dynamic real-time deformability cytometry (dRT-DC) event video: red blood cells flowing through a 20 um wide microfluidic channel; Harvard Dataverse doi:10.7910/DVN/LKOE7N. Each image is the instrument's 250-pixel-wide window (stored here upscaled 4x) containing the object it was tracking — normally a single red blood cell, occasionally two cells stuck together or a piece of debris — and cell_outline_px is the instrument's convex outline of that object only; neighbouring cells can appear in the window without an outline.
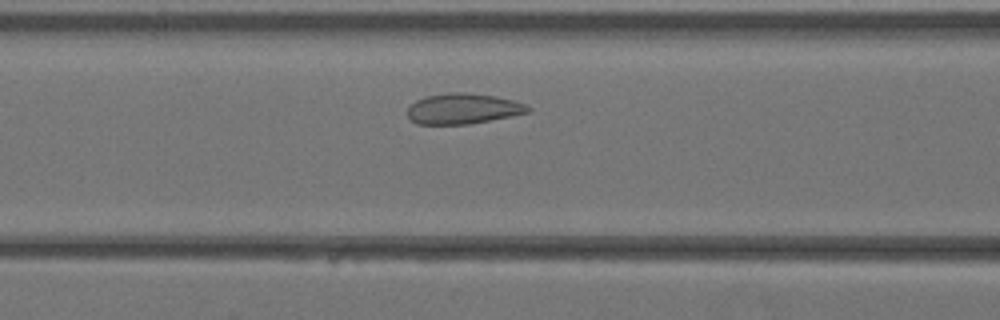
{"species": "Egyptian fruit bat (a non-hibernating species)", "species_latin": "Rousettus aegyptiacus", "temperature_condition": "warm", "stored_images_in_passage": 32, "camera_frame_rate_fps": 3000, "um_per_image_px": 0.085, "animal": {"sex": "female"}, "frame": {"image": 1, "passage_image": 8, "time_ms": 2.333, "image_size_px": [1000, 320], "cell_outline_px": [[532, 108], [528, 112], [512, 116], [468, 124], [416, 124], [408, 116], [408, 108], [416, 100], [424, 96], [452, 92], [464, 92], [496, 96], [516, 100]], "centroid_in_image_um": [39.37, 9.23], "position_along_channel_um": 127.2, "area_um2": 21.44}}
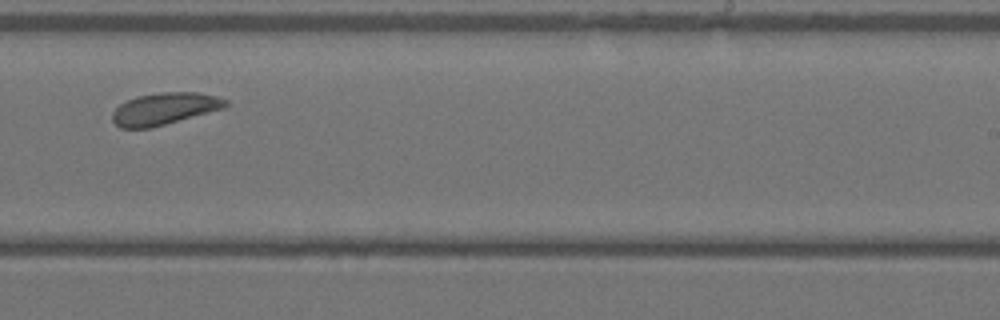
{"frame": {"image": 2, "passage_image": 17, "time_ms": 5.333, "image_size_px": [1000, 320], "cell_outline_px": [[228, 104], [224, 108], [152, 128], [120, 128], [112, 120], [112, 112], [120, 104], [136, 96], [160, 92], [200, 92], [220, 96], [228, 100]], "centroid_in_image_um": [14.01, 9.23], "position_along_channel_um": 275.0, "area_um2": 21.27}}
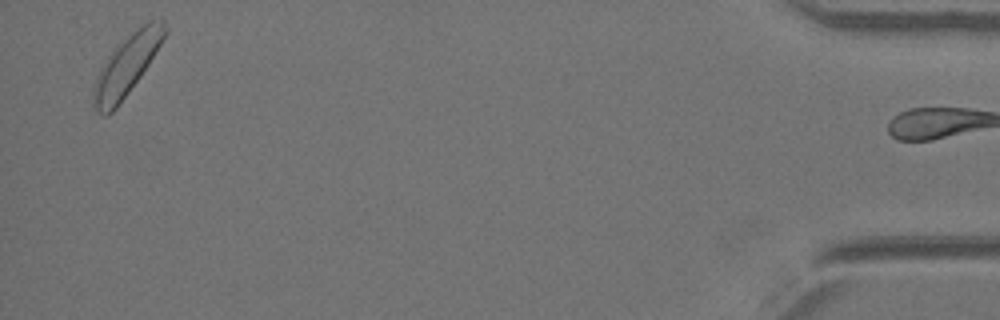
{"frame": {"image": 3, "passage_image": 31, "time_ms": 10.0, "image_size_px": [1000, 320], "cell_outline_px": [[168, 32], [148, 64], [140, 76], [116, 108], [108, 116], [104, 116], [96, 112], [92, 100], [92, 88], [108, 56], [136, 28], [148, 20], [164, 20], [168, 28]], "centroid_in_image_um": [10.78, 5.57], "position_along_channel_um": 424.4, "area_um2": 24.51}}